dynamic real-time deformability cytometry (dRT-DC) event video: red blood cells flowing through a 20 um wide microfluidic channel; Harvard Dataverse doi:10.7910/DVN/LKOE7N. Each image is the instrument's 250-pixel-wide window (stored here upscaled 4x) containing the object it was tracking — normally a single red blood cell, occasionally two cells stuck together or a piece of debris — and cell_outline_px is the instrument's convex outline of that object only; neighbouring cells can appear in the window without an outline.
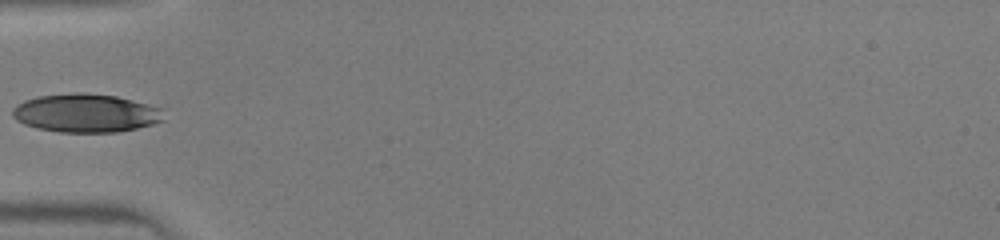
{"species": "human", "species_latin": "Homo sapiens", "temperature_condition": "warm", "stored_images_in_passage": 30, "camera_frame_rate_fps": 3000, "um_per_image_px": 0.085, "donor": {"sex": "male"}, "frame": {"image": 1, "passage_image": 1, "time_ms": 0.0, "image_size_px": [1000, 240], "cell_outline_px": [[164, 120], [152, 124], [136, 128], [116, 132], [60, 132], [36, 128], [24, 124], [16, 120], [12, 116], [12, 108], [16, 104], [24, 100], [40, 96], [76, 92], [80, 92], [116, 96], [164, 108]], "centroid_in_image_um": [7.29, 9.61], "position_along_channel_um": 77.7, "area_um2": 34.04}}
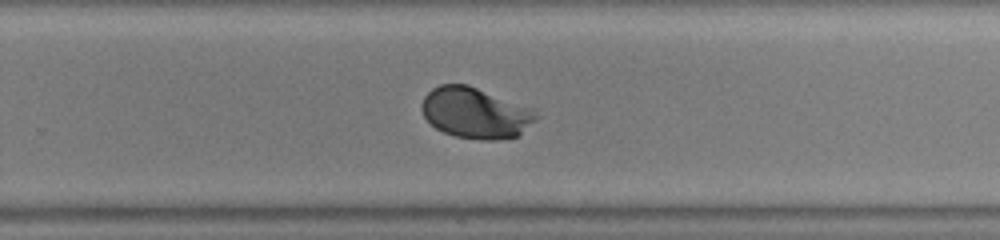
{"frame": {"image": 2, "passage_image": 15, "time_ms": 4.667, "image_size_px": [1000, 240], "cell_outline_px": [[540, 116], [516, 136], [500, 140], [484, 140], [456, 136], [444, 132], [436, 128], [424, 116], [420, 108], [420, 104], [424, 96], [432, 88], [440, 84], [468, 84], [532, 108]], "centroid_in_image_um": [40.39, 9.58], "position_along_channel_um": 289.4, "area_um2": 33.81}}
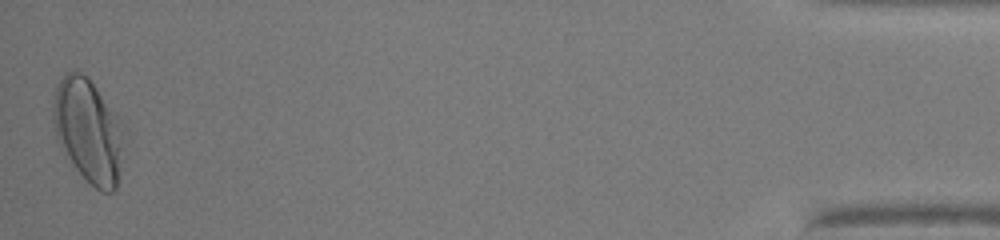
{"frame": {"image": 3, "passage_image": 30, "time_ms": 9.667, "image_size_px": [1000, 240], "cell_outline_px": [[120, 144], [116, 188], [112, 192], [104, 192], [96, 188], [64, 156], [56, 136], [52, 116], [52, 108], [56, 88], [64, 72], [76, 68], [88, 76], [96, 88], [116, 120]], "centroid_in_image_um": [7.36, 11.05], "position_along_channel_um": 427.8, "area_um2": 40.86}}